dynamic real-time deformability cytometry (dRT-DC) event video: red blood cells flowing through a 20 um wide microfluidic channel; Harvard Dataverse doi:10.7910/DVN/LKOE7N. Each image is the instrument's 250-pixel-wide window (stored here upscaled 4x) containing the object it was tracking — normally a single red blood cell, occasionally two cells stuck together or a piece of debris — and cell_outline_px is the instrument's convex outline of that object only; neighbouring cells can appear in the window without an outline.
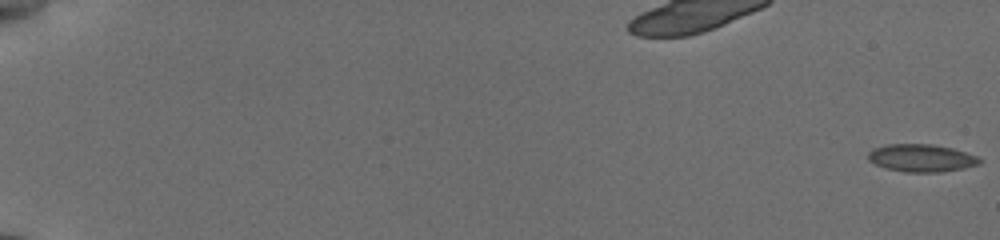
{"species": "common noctule bat (a hibernating species)", "species_latin": "Nyctalus noctula", "temperature_condition": "cold", "stored_images_in_passage": 56, "camera_frame_rate_fps": 3000, "um_per_image_px": 0.085, "animal": {"sex": "female", "body_mass_g": 19.5, "forearm_length_mm": 54.1}, "frame": {"image": 1, "passage_image": 1, "time_ms": 0.0, "image_size_px": [1000, 240], "cell_outline_px": [[984, 160], [980, 164], [964, 168], [940, 172], [904, 172], [884, 168], [868, 160], [868, 152], [872, 148], [888, 144], [932, 144], [952, 148], [976, 156]], "centroid_in_image_um": [78.31, 13.43], "position_along_channel_um": 6.7, "area_um2": 18.03}}
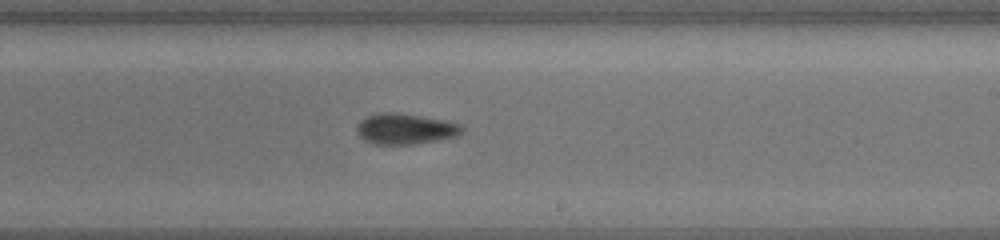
{"frame": {"image": 2, "passage_image": 37, "time_ms": 12.0, "image_size_px": [1000, 240], "cell_outline_px": [[464, 132], [456, 136], [436, 140], [412, 144], [372, 144], [364, 140], [360, 136], [356, 128], [360, 120], [368, 116], [380, 112], [392, 112], [448, 120], [464, 124]], "centroid_in_image_um": [34.49, 10.95], "position_along_channel_um": 254.5, "area_um2": 18.9}}
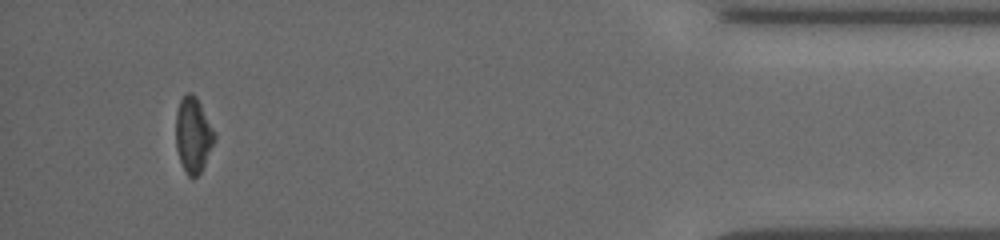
{"frame": {"image": 3, "passage_image": 54, "time_ms": 17.667, "image_size_px": [1000, 240], "cell_outline_px": [[216, 140], [200, 172], [196, 176], [188, 176], [184, 172], [176, 148], [176, 112], [180, 100], [188, 92], [192, 92], [196, 96], [216, 132]], "centroid_in_image_um": [16.43, 11.45], "position_along_channel_um": 418.8, "area_um2": 17.05}}